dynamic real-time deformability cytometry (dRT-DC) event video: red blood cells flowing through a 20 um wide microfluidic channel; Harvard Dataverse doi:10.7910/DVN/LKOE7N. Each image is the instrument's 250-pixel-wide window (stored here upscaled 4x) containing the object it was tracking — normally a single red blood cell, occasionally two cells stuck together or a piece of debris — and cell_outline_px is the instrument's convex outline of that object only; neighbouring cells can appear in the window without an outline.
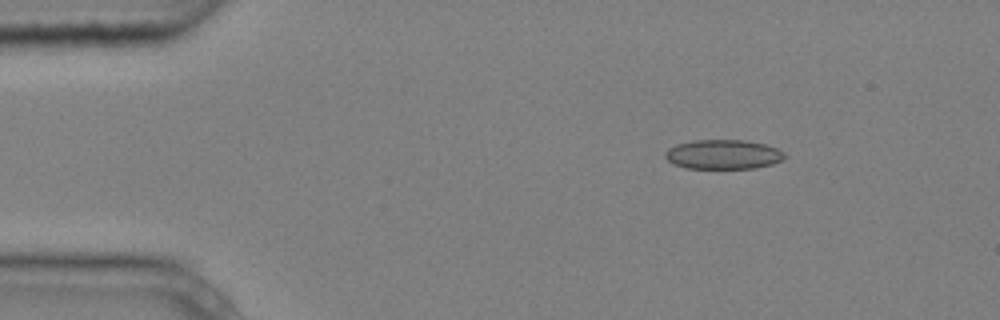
{"species": "common noctule bat (a hibernating species)", "species_latin": "Nyctalus noctula", "temperature_condition": "cold", "stored_images_in_passage": 6, "camera_frame_rate_fps": 3000, "um_per_image_px": 0.085, "animal": {"sex": "male", "body_mass_g": 20.4}, "frame": {"image": 1, "passage_image": 1, "time_ms": 0.0, "image_size_px": [1000, 320], "cell_outline_px": [[788, 156], [772, 164], [752, 168], [688, 168], [676, 164], [668, 160], [664, 156], [664, 152], [668, 148], [676, 144], [696, 140], [744, 140], [764, 144], [776, 148], [784, 152]], "centroid_in_image_um": [61.47, 13.12], "position_along_channel_um": 23.5, "area_um2": 20.35}}